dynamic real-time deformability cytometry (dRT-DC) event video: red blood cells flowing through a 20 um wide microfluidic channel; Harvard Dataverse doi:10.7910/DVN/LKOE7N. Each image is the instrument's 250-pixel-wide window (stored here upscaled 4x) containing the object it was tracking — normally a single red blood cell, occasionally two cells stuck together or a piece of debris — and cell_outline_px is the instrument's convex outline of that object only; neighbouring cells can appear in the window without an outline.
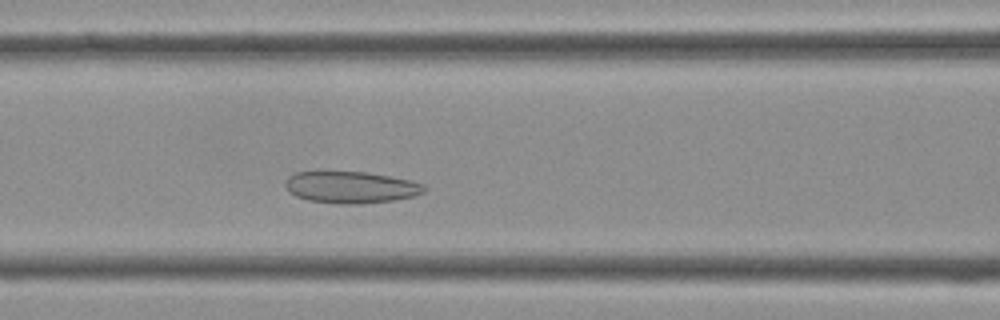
{"species": "Egyptian fruit bat (a non-hibernating species)", "species_latin": "Rousettus aegyptiacus", "temperature_condition": "cold", "stored_images_in_passage": 36, "camera_frame_rate_fps": 3000, "um_per_image_px": 0.085, "frame": {"image": 1, "passage_image": 12, "time_ms": 3.667, "image_size_px": [1000, 320], "cell_outline_px": [[428, 188], [424, 192], [412, 196], [392, 200], [360, 204], [336, 204], [308, 200], [296, 196], [288, 192], [284, 184], [284, 180], [292, 172], [316, 168], [324, 168], [368, 172], [408, 180], [424, 184]], "centroid_in_image_um": [29.68, 15.85], "position_along_channel_um": 136.9, "area_um2": 26.99}}
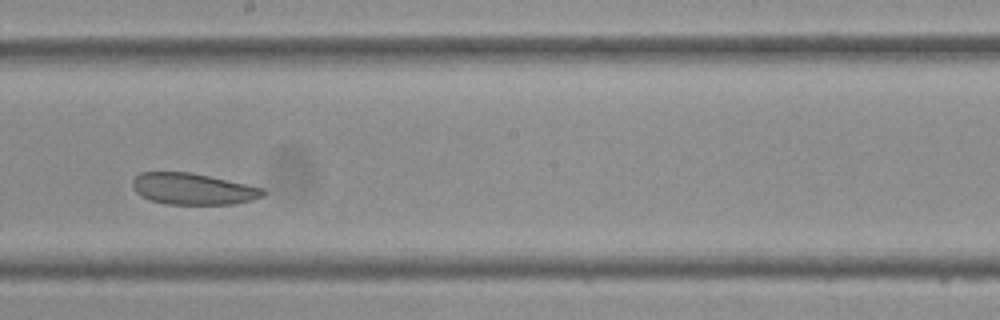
{"frame": {"image": 2, "passage_image": 18, "time_ms": 5.667, "image_size_px": [1000, 320], "cell_outline_px": [[268, 192], [264, 196], [252, 200], [236, 204], [168, 204], [152, 200], [140, 196], [132, 188], [132, 180], [140, 172], [192, 172], [264, 188]], "centroid_in_image_um": [16.42, 16.05], "position_along_channel_um": 231.8, "area_um2": 24.04}}
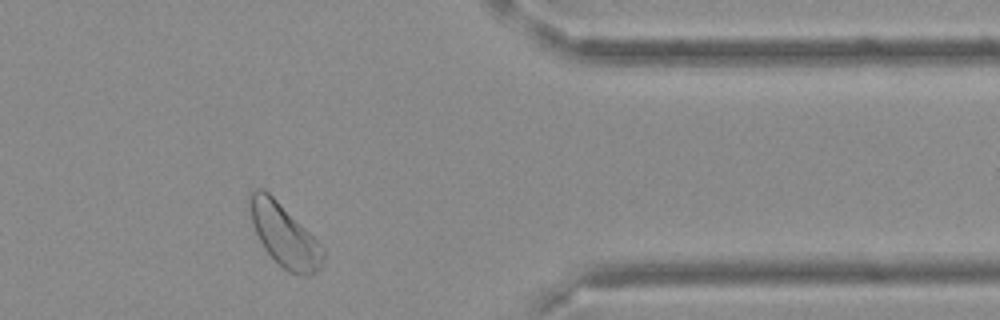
{"frame": {"image": 3, "passage_image": 29, "time_ms": 9.333, "image_size_px": [1000, 320], "cell_outline_px": [[324, 260], [320, 268], [316, 272], [308, 276], [300, 276], [288, 272], [264, 248], [252, 224], [248, 204], [248, 192], [256, 188], [264, 188], [324, 248]], "centroid_in_image_um": [24.14, 19.99], "position_along_channel_um": 387.3, "area_um2": 26.36}}